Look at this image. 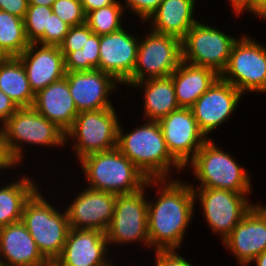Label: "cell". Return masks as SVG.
Masks as SVG:
<instances>
[{"label":"cell","mask_w":266,"mask_h":266,"mask_svg":"<svg viewBox=\"0 0 266 266\" xmlns=\"http://www.w3.org/2000/svg\"><path fill=\"white\" fill-rule=\"evenodd\" d=\"M29 44L23 19L0 10V48L8 56H19Z\"/></svg>","instance_id":"obj_28"},{"label":"cell","mask_w":266,"mask_h":266,"mask_svg":"<svg viewBox=\"0 0 266 266\" xmlns=\"http://www.w3.org/2000/svg\"><path fill=\"white\" fill-rule=\"evenodd\" d=\"M171 77L179 107L191 108L220 75L209 67L192 65L182 60Z\"/></svg>","instance_id":"obj_24"},{"label":"cell","mask_w":266,"mask_h":266,"mask_svg":"<svg viewBox=\"0 0 266 266\" xmlns=\"http://www.w3.org/2000/svg\"><path fill=\"white\" fill-rule=\"evenodd\" d=\"M79 161L87 187L93 190L128 195L145 188L149 180L118 148L92 153Z\"/></svg>","instance_id":"obj_3"},{"label":"cell","mask_w":266,"mask_h":266,"mask_svg":"<svg viewBox=\"0 0 266 266\" xmlns=\"http://www.w3.org/2000/svg\"><path fill=\"white\" fill-rule=\"evenodd\" d=\"M158 122L169 153L185 169L208 140L199 129L191 109L180 107Z\"/></svg>","instance_id":"obj_13"},{"label":"cell","mask_w":266,"mask_h":266,"mask_svg":"<svg viewBox=\"0 0 266 266\" xmlns=\"http://www.w3.org/2000/svg\"><path fill=\"white\" fill-rule=\"evenodd\" d=\"M14 157L21 163L23 148L27 144L61 148L66 144V134L33 107H20L2 125ZM23 143V144H22ZM26 144V146L24 145ZM24 145V146H22Z\"/></svg>","instance_id":"obj_7"},{"label":"cell","mask_w":266,"mask_h":266,"mask_svg":"<svg viewBox=\"0 0 266 266\" xmlns=\"http://www.w3.org/2000/svg\"><path fill=\"white\" fill-rule=\"evenodd\" d=\"M176 177L178 179H149V186L157 189L156 200L148 199V237L153 252L179 251L194 217L193 189L190 183Z\"/></svg>","instance_id":"obj_1"},{"label":"cell","mask_w":266,"mask_h":266,"mask_svg":"<svg viewBox=\"0 0 266 266\" xmlns=\"http://www.w3.org/2000/svg\"><path fill=\"white\" fill-rule=\"evenodd\" d=\"M192 189L195 205L199 200L204 221L213 234H219L221 242L254 205L249 201L248 195L251 193H235L213 188Z\"/></svg>","instance_id":"obj_12"},{"label":"cell","mask_w":266,"mask_h":266,"mask_svg":"<svg viewBox=\"0 0 266 266\" xmlns=\"http://www.w3.org/2000/svg\"><path fill=\"white\" fill-rule=\"evenodd\" d=\"M85 188L66 206L69 227L105 233L113 217L117 195Z\"/></svg>","instance_id":"obj_18"},{"label":"cell","mask_w":266,"mask_h":266,"mask_svg":"<svg viewBox=\"0 0 266 266\" xmlns=\"http://www.w3.org/2000/svg\"><path fill=\"white\" fill-rule=\"evenodd\" d=\"M65 78L68 81L70 94L79 113L114 107L109 96L116 91V88H119L118 84L120 83L111 75L99 69H94L66 72Z\"/></svg>","instance_id":"obj_17"},{"label":"cell","mask_w":266,"mask_h":266,"mask_svg":"<svg viewBox=\"0 0 266 266\" xmlns=\"http://www.w3.org/2000/svg\"><path fill=\"white\" fill-rule=\"evenodd\" d=\"M28 8V0H0V10L11 15L24 18Z\"/></svg>","instance_id":"obj_38"},{"label":"cell","mask_w":266,"mask_h":266,"mask_svg":"<svg viewBox=\"0 0 266 266\" xmlns=\"http://www.w3.org/2000/svg\"><path fill=\"white\" fill-rule=\"evenodd\" d=\"M237 40L218 27L198 21L181 40L182 60L192 65L209 67L220 75L226 68Z\"/></svg>","instance_id":"obj_11"},{"label":"cell","mask_w":266,"mask_h":266,"mask_svg":"<svg viewBox=\"0 0 266 266\" xmlns=\"http://www.w3.org/2000/svg\"><path fill=\"white\" fill-rule=\"evenodd\" d=\"M31 178L25 175L0 187V227L22 220L26 202L41 188Z\"/></svg>","instance_id":"obj_26"},{"label":"cell","mask_w":266,"mask_h":266,"mask_svg":"<svg viewBox=\"0 0 266 266\" xmlns=\"http://www.w3.org/2000/svg\"><path fill=\"white\" fill-rule=\"evenodd\" d=\"M0 263L4 266H49L22 221L0 227Z\"/></svg>","instance_id":"obj_21"},{"label":"cell","mask_w":266,"mask_h":266,"mask_svg":"<svg viewBox=\"0 0 266 266\" xmlns=\"http://www.w3.org/2000/svg\"><path fill=\"white\" fill-rule=\"evenodd\" d=\"M143 123L125 134L120 121L117 148L148 179H172L170 174H175V169L176 173L184 171L169 153L159 122L145 120Z\"/></svg>","instance_id":"obj_2"},{"label":"cell","mask_w":266,"mask_h":266,"mask_svg":"<svg viewBox=\"0 0 266 266\" xmlns=\"http://www.w3.org/2000/svg\"><path fill=\"white\" fill-rule=\"evenodd\" d=\"M229 2L235 12L234 15L239 17L243 12L252 15V0H229Z\"/></svg>","instance_id":"obj_41"},{"label":"cell","mask_w":266,"mask_h":266,"mask_svg":"<svg viewBox=\"0 0 266 266\" xmlns=\"http://www.w3.org/2000/svg\"><path fill=\"white\" fill-rule=\"evenodd\" d=\"M244 95L220 77L190 108L201 132L209 135L217 130L239 106Z\"/></svg>","instance_id":"obj_14"},{"label":"cell","mask_w":266,"mask_h":266,"mask_svg":"<svg viewBox=\"0 0 266 266\" xmlns=\"http://www.w3.org/2000/svg\"><path fill=\"white\" fill-rule=\"evenodd\" d=\"M140 37L125 28L100 36L98 69L111 75L121 86L129 87V77L136 64Z\"/></svg>","instance_id":"obj_16"},{"label":"cell","mask_w":266,"mask_h":266,"mask_svg":"<svg viewBox=\"0 0 266 266\" xmlns=\"http://www.w3.org/2000/svg\"><path fill=\"white\" fill-rule=\"evenodd\" d=\"M107 266H115V264L113 263V261L109 264V265H107Z\"/></svg>","instance_id":"obj_46"},{"label":"cell","mask_w":266,"mask_h":266,"mask_svg":"<svg viewBox=\"0 0 266 266\" xmlns=\"http://www.w3.org/2000/svg\"><path fill=\"white\" fill-rule=\"evenodd\" d=\"M18 164L20 165L9 147L8 139L3 128L0 126V170H9L15 167L17 169Z\"/></svg>","instance_id":"obj_36"},{"label":"cell","mask_w":266,"mask_h":266,"mask_svg":"<svg viewBox=\"0 0 266 266\" xmlns=\"http://www.w3.org/2000/svg\"><path fill=\"white\" fill-rule=\"evenodd\" d=\"M71 26L56 14L49 16L48 30H44V45L60 46Z\"/></svg>","instance_id":"obj_34"},{"label":"cell","mask_w":266,"mask_h":266,"mask_svg":"<svg viewBox=\"0 0 266 266\" xmlns=\"http://www.w3.org/2000/svg\"><path fill=\"white\" fill-rule=\"evenodd\" d=\"M213 139H208L197 151L194 158L187 164L191 167L194 178L199 180L196 187L228 190L235 193H251L252 184L250 173L236 162V159L218 147ZM224 150V151H223Z\"/></svg>","instance_id":"obj_4"},{"label":"cell","mask_w":266,"mask_h":266,"mask_svg":"<svg viewBox=\"0 0 266 266\" xmlns=\"http://www.w3.org/2000/svg\"><path fill=\"white\" fill-rule=\"evenodd\" d=\"M115 107L80 112L65 133L66 145L71 139L78 162L86 155L117 148L118 121ZM68 141V142H67Z\"/></svg>","instance_id":"obj_6"},{"label":"cell","mask_w":266,"mask_h":266,"mask_svg":"<svg viewBox=\"0 0 266 266\" xmlns=\"http://www.w3.org/2000/svg\"><path fill=\"white\" fill-rule=\"evenodd\" d=\"M55 0H28V5H40L45 7H52Z\"/></svg>","instance_id":"obj_43"},{"label":"cell","mask_w":266,"mask_h":266,"mask_svg":"<svg viewBox=\"0 0 266 266\" xmlns=\"http://www.w3.org/2000/svg\"><path fill=\"white\" fill-rule=\"evenodd\" d=\"M52 13V7L28 5L23 22L29 43L44 45V30H48L49 16Z\"/></svg>","instance_id":"obj_31"},{"label":"cell","mask_w":266,"mask_h":266,"mask_svg":"<svg viewBox=\"0 0 266 266\" xmlns=\"http://www.w3.org/2000/svg\"><path fill=\"white\" fill-rule=\"evenodd\" d=\"M125 11H132L137 15L140 22H145L148 17L158 8L162 0H124ZM130 9V10H129Z\"/></svg>","instance_id":"obj_35"},{"label":"cell","mask_w":266,"mask_h":266,"mask_svg":"<svg viewBox=\"0 0 266 266\" xmlns=\"http://www.w3.org/2000/svg\"><path fill=\"white\" fill-rule=\"evenodd\" d=\"M222 243L239 266H249L266 250V206L254 203Z\"/></svg>","instance_id":"obj_15"},{"label":"cell","mask_w":266,"mask_h":266,"mask_svg":"<svg viewBox=\"0 0 266 266\" xmlns=\"http://www.w3.org/2000/svg\"><path fill=\"white\" fill-rule=\"evenodd\" d=\"M92 33L93 32L86 22L70 27L68 33L63 39V42L59 46L64 58L70 52L82 49L86 43V38H89Z\"/></svg>","instance_id":"obj_33"},{"label":"cell","mask_w":266,"mask_h":266,"mask_svg":"<svg viewBox=\"0 0 266 266\" xmlns=\"http://www.w3.org/2000/svg\"><path fill=\"white\" fill-rule=\"evenodd\" d=\"M144 35L139 40L136 64L129 77V86L139 81L171 76L182 61L179 38L152 30Z\"/></svg>","instance_id":"obj_9"},{"label":"cell","mask_w":266,"mask_h":266,"mask_svg":"<svg viewBox=\"0 0 266 266\" xmlns=\"http://www.w3.org/2000/svg\"><path fill=\"white\" fill-rule=\"evenodd\" d=\"M117 0H81V4L83 6V9L85 11V14L87 15L89 12L102 8L108 5H112Z\"/></svg>","instance_id":"obj_40"},{"label":"cell","mask_w":266,"mask_h":266,"mask_svg":"<svg viewBox=\"0 0 266 266\" xmlns=\"http://www.w3.org/2000/svg\"><path fill=\"white\" fill-rule=\"evenodd\" d=\"M32 107L65 133L79 114L65 77L36 93Z\"/></svg>","instance_id":"obj_22"},{"label":"cell","mask_w":266,"mask_h":266,"mask_svg":"<svg viewBox=\"0 0 266 266\" xmlns=\"http://www.w3.org/2000/svg\"><path fill=\"white\" fill-rule=\"evenodd\" d=\"M17 57L25 68L34 94L65 77V61L59 46L30 43Z\"/></svg>","instance_id":"obj_20"},{"label":"cell","mask_w":266,"mask_h":266,"mask_svg":"<svg viewBox=\"0 0 266 266\" xmlns=\"http://www.w3.org/2000/svg\"><path fill=\"white\" fill-rule=\"evenodd\" d=\"M38 189L26 202L22 222L42 256L53 264L61 255L70 229L66 210H58Z\"/></svg>","instance_id":"obj_5"},{"label":"cell","mask_w":266,"mask_h":266,"mask_svg":"<svg viewBox=\"0 0 266 266\" xmlns=\"http://www.w3.org/2000/svg\"><path fill=\"white\" fill-rule=\"evenodd\" d=\"M145 188L128 195H117L111 223L105 232L108 246L136 242L150 248L148 237V195ZM126 243V244H125Z\"/></svg>","instance_id":"obj_10"},{"label":"cell","mask_w":266,"mask_h":266,"mask_svg":"<svg viewBox=\"0 0 266 266\" xmlns=\"http://www.w3.org/2000/svg\"><path fill=\"white\" fill-rule=\"evenodd\" d=\"M52 11L71 27L86 22V14L81 0H55Z\"/></svg>","instance_id":"obj_32"},{"label":"cell","mask_w":266,"mask_h":266,"mask_svg":"<svg viewBox=\"0 0 266 266\" xmlns=\"http://www.w3.org/2000/svg\"><path fill=\"white\" fill-rule=\"evenodd\" d=\"M108 241L103 231L69 229L60 257L55 266H107Z\"/></svg>","instance_id":"obj_19"},{"label":"cell","mask_w":266,"mask_h":266,"mask_svg":"<svg viewBox=\"0 0 266 266\" xmlns=\"http://www.w3.org/2000/svg\"><path fill=\"white\" fill-rule=\"evenodd\" d=\"M220 78L242 94L266 93V45L244 34L234 43Z\"/></svg>","instance_id":"obj_8"},{"label":"cell","mask_w":266,"mask_h":266,"mask_svg":"<svg viewBox=\"0 0 266 266\" xmlns=\"http://www.w3.org/2000/svg\"><path fill=\"white\" fill-rule=\"evenodd\" d=\"M100 36L92 33L82 49L70 52L65 58V71L78 72L98 69L100 61Z\"/></svg>","instance_id":"obj_30"},{"label":"cell","mask_w":266,"mask_h":266,"mask_svg":"<svg viewBox=\"0 0 266 266\" xmlns=\"http://www.w3.org/2000/svg\"><path fill=\"white\" fill-rule=\"evenodd\" d=\"M255 263L256 266H266V250L259 254L251 264Z\"/></svg>","instance_id":"obj_44"},{"label":"cell","mask_w":266,"mask_h":266,"mask_svg":"<svg viewBox=\"0 0 266 266\" xmlns=\"http://www.w3.org/2000/svg\"><path fill=\"white\" fill-rule=\"evenodd\" d=\"M196 0H162L145 22L148 30L171 35L182 40L188 30L198 22L194 17ZM196 5V6H195ZM150 20V21H149Z\"/></svg>","instance_id":"obj_23"},{"label":"cell","mask_w":266,"mask_h":266,"mask_svg":"<svg viewBox=\"0 0 266 266\" xmlns=\"http://www.w3.org/2000/svg\"><path fill=\"white\" fill-rule=\"evenodd\" d=\"M19 107L0 90V123L4 124Z\"/></svg>","instance_id":"obj_39"},{"label":"cell","mask_w":266,"mask_h":266,"mask_svg":"<svg viewBox=\"0 0 266 266\" xmlns=\"http://www.w3.org/2000/svg\"><path fill=\"white\" fill-rule=\"evenodd\" d=\"M0 56L5 59L7 57H9L1 48H0Z\"/></svg>","instance_id":"obj_45"},{"label":"cell","mask_w":266,"mask_h":266,"mask_svg":"<svg viewBox=\"0 0 266 266\" xmlns=\"http://www.w3.org/2000/svg\"><path fill=\"white\" fill-rule=\"evenodd\" d=\"M131 87L143 89V121H159L180 108L171 76L135 82Z\"/></svg>","instance_id":"obj_25"},{"label":"cell","mask_w":266,"mask_h":266,"mask_svg":"<svg viewBox=\"0 0 266 266\" xmlns=\"http://www.w3.org/2000/svg\"><path fill=\"white\" fill-rule=\"evenodd\" d=\"M155 266H193L189 260L182 257L176 250L155 251Z\"/></svg>","instance_id":"obj_37"},{"label":"cell","mask_w":266,"mask_h":266,"mask_svg":"<svg viewBox=\"0 0 266 266\" xmlns=\"http://www.w3.org/2000/svg\"><path fill=\"white\" fill-rule=\"evenodd\" d=\"M117 0L114 4L95 9L86 15V23L91 31L99 36L120 30L126 13L123 3ZM123 17V18H122Z\"/></svg>","instance_id":"obj_29"},{"label":"cell","mask_w":266,"mask_h":266,"mask_svg":"<svg viewBox=\"0 0 266 266\" xmlns=\"http://www.w3.org/2000/svg\"><path fill=\"white\" fill-rule=\"evenodd\" d=\"M0 90L20 107H32L33 93L25 68L17 56H9L0 62Z\"/></svg>","instance_id":"obj_27"},{"label":"cell","mask_w":266,"mask_h":266,"mask_svg":"<svg viewBox=\"0 0 266 266\" xmlns=\"http://www.w3.org/2000/svg\"><path fill=\"white\" fill-rule=\"evenodd\" d=\"M252 14L266 20V0H252Z\"/></svg>","instance_id":"obj_42"}]
</instances>
